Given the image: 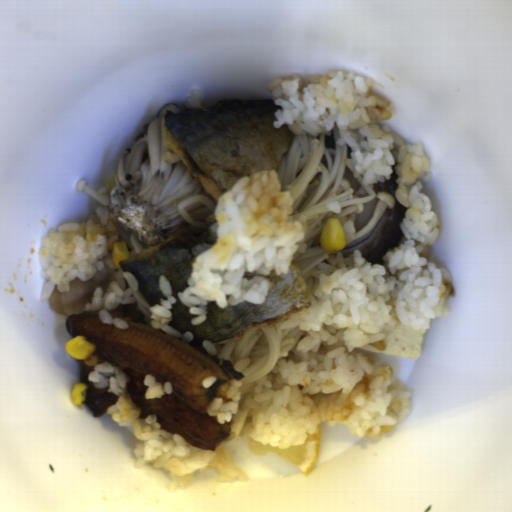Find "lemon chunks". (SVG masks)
<instances>
[{
    "mask_svg": "<svg viewBox=\"0 0 512 512\" xmlns=\"http://www.w3.org/2000/svg\"><path fill=\"white\" fill-rule=\"evenodd\" d=\"M321 438L322 432L319 424L316 433H307L304 443L294 444L288 448H280L279 445L270 446L268 443H260V441L251 438L248 441V448L250 452L257 456L265 451L280 454L306 475L312 471L319 457Z\"/></svg>",
    "mask_w": 512,
    "mask_h": 512,
    "instance_id": "obj_1",
    "label": "lemon chunks"
}]
</instances>
